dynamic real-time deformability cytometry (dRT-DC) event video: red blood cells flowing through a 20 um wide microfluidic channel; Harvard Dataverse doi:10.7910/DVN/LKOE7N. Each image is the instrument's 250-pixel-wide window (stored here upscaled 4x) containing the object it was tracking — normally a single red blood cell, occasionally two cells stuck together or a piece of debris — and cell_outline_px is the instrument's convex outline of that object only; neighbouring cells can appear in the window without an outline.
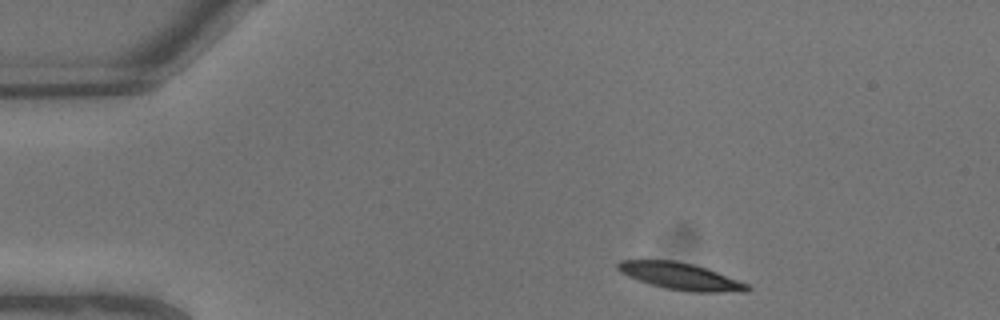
{"species": "common noctule bat (a hibernating species)", "species_latin": "Nyctalus noctula", "temperature_condition": "warm", "stored_images_in_passage": 4, "camera_frame_rate_fps": 3000, "um_per_image_px": 0.085, "animal": {"sex": "male", "body_mass_g": 13.3}, "frame": {"image": 1, "passage_image": 1, "time_ms": 0.0, "image_size_px": [1000, 320], "cell_outline_px": [[752, 288], [748, 292], [688, 292], [664, 288], [628, 276], [620, 272], [616, 268], [616, 264], [620, 260], [672, 260], [692, 264], [708, 268], [748, 284]], "centroid_in_image_um": [57.87, 23.49], "position_along_channel_um": 27.1, "area_um2": 20.35}}
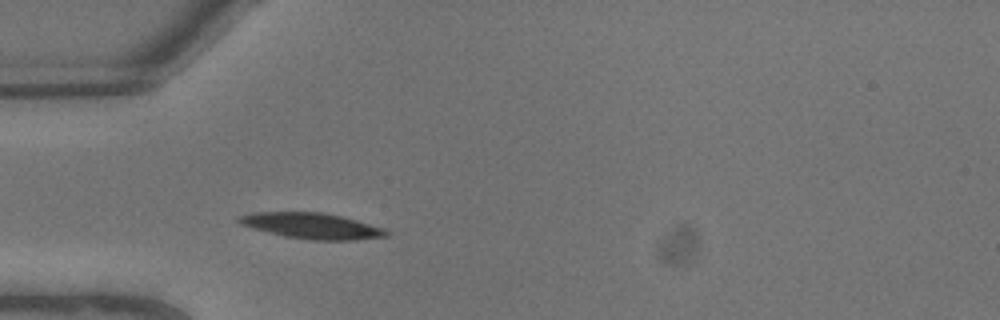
{"frame": {"image": 2, "passage_image": 4, "time_ms": 1.0, "image_size_px": [1000, 320], "cell_outline_px": [[388, 236], [356, 240], [312, 240], [284, 236], [252, 228], [240, 224], [236, 220], [240, 216], [252, 212], [324, 212], [356, 220], [384, 228], [388, 232]], "centroid_in_image_um": [26.49, 19.2], "position_along_channel_um": 58.5, "area_um2": 22.08}}